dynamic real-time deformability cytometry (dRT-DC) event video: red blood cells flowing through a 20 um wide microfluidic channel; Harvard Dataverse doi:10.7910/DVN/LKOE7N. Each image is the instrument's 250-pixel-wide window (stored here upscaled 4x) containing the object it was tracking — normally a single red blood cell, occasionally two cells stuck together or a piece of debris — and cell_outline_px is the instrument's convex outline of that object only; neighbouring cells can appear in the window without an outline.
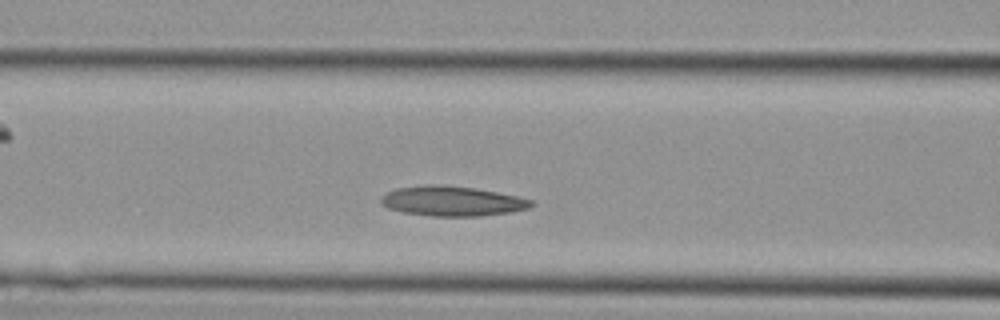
{"species": "Egyptian fruit bat (a non-hibernating species)", "species_latin": "Rousettus aegyptiacus", "temperature_condition": "cold", "stored_images_in_passage": 29, "segment_of_instrument_passage": [1, 2], "camera_frame_rate_fps": 3000, "um_per_image_px": 0.085, "animal": {"sex": "female"}, "frame": {"image": 1, "passage_image": 7, "time_ms": 2.0, "image_size_px": [1000, 320], "cell_outline_px": [[536, 204], [528, 208], [512, 212], [480, 216], [432, 216], [404, 212], [388, 208], [380, 204], [380, 196], [396, 188], [432, 184], [440, 184], [472, 188], [496, 192], [516, 196], [532, 200]], "centroid_in_image_um": [38.42, 17.1], "position_along_channel_um": 128.2, "area_um2": 26.13}}
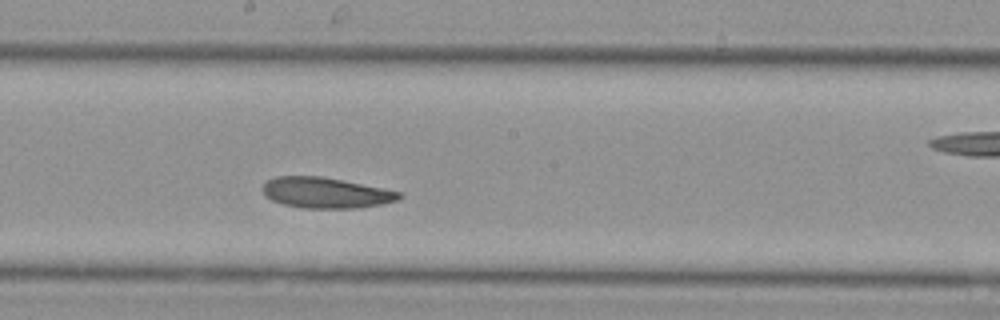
{"frame": {"image": 2, "passage_image": 12, "time_ms": 3.667, "image_size_px": [1000, 320], "cell_outline_px": [[404, 196], [400, 200], [384, 204], [360, 208], [300, 208], [284, 204], [272, 200], [264, 196], [260, 188], [268, 180], [276, 176], [320, 176], [384, 188], [400, 192]], "centroid_in_image_um": [27.7, 16.39], "position_along_channel_um": 220.5, "area_um2": 24.68}}
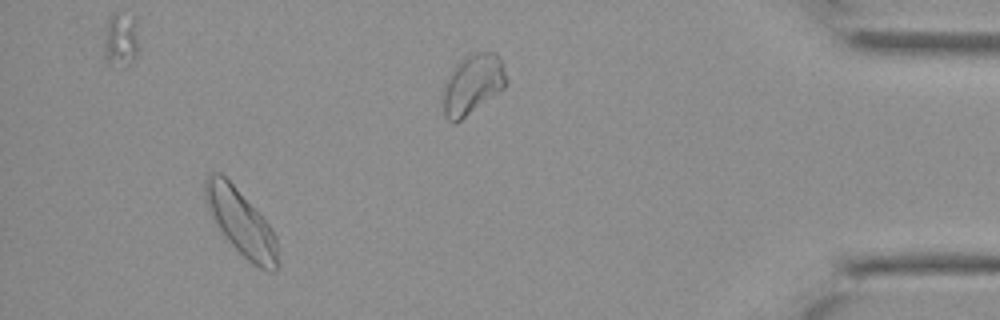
{"frame": {"image": 3, "passage_image": 26, "time_ms": 8.333, "image_size_px": [1000, 320], "cell_outline_px": [[280, 264], [272, 272], [268, 272], [252, 264], [224, 236], [208, 212], [204, 200], [204, 180], [208, 172], [220, 172], [236, 188], [272, 228], [276, 236]], "centroid_in_image_um": [20.47, 18.91], "position_along_channel_um": 414.7, "area_um2": 27.92}}